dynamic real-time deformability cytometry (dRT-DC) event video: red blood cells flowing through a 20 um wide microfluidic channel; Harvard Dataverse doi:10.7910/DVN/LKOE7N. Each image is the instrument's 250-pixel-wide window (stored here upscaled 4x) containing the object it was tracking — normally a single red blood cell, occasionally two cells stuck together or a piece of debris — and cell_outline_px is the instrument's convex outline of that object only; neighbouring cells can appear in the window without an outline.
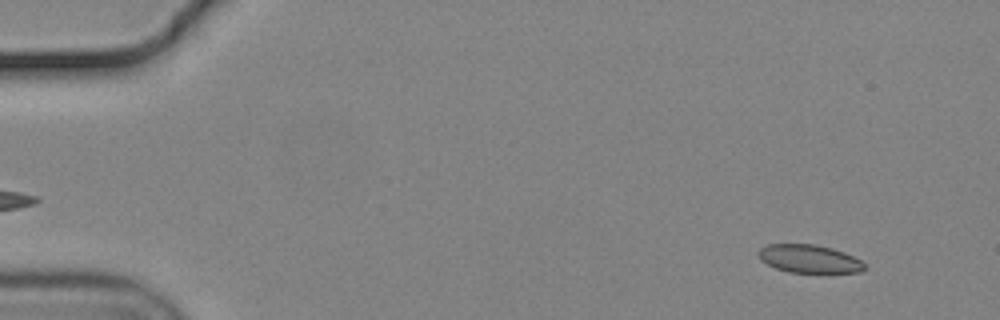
{"species": "common noctule bat (a hibernating species)", "species_latin": "Nyctalus noctula", "temperature_condition": "cold", "stored_images_in_passage": 21, "camera_frame_rate_fps": 3000, "um_per_image_px": 0.085, "animal": {"sex": "male", "body_mass_g": 19.2, "forearm_length_mm": 51.8}, "frame": {"image": 1, "passage_image": 5, "time_ms": 1.333, "image_size_px": [1000, 320], "cell_outline_px": [[868, 268], [860, 272], [788, 272], [776, 268], [760, 260], [756, 252], [760, 248], [768, 244], [816, 244], [832, 248], [844, 252], [860, 260]], "centroid_in_image_um": [68.76, 21.99], "position_along_channel_um": 16.2, "area_um2": 17.4}}
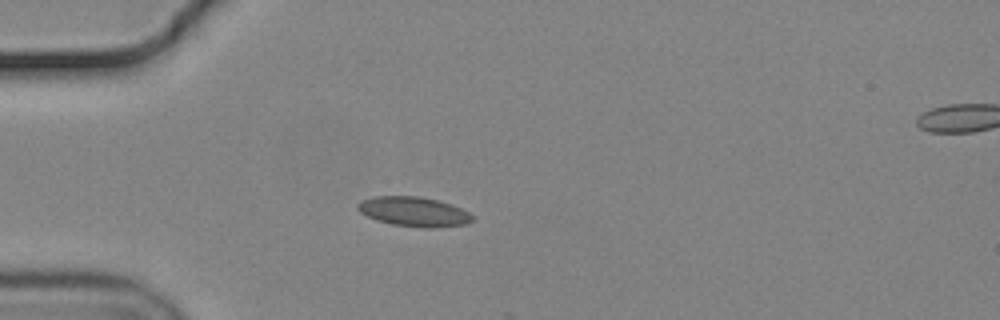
{"frame": {"image": 2, "passage_image": 16, "time_ms": 5.0, "image_size_px": [1000, 320], "cell_outline_px": [[472, 220], [468, 224], [436, 228], [424, 228], [392, 224], [376, 220], [360, 212], [356, 208], [356, 204], [360, 200], [372, 196], [416, 196], [436, 200], [452, 204], [468, 212], [472, 216]], "centroid_in_image_um": [35.14, 17.99], "position_along_channel_um": 49.9, "area_um2": 19.88}}
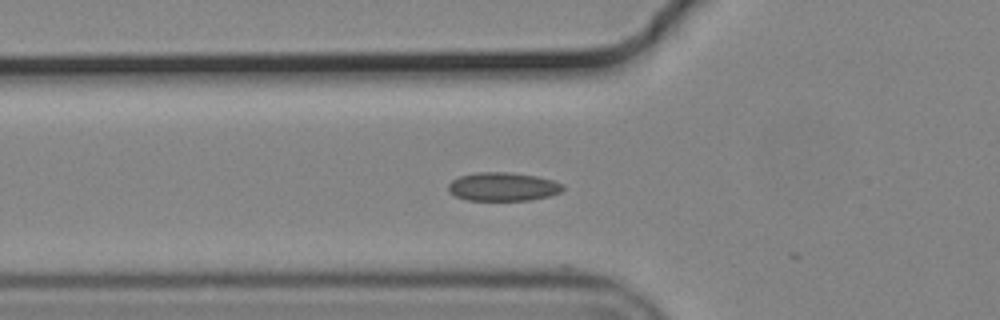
{"frame": {"image": 3, "passage_image": 20, "time_ms": 6.333, "image_size_px": [1000, 320], "cell_outline_px": [[564, 188], [560, 192], [548, 196], [532, 200], [468, 200], [456, 196], [448, 192], [448, 184], [452, 180], [460, 176], [476, 172], [512, 172], [536, 176], [552, 180], [564, 184]], "centroid_in_image_um": [42.74, 15.86], "position_along_channel_um": 83.1, "area_um2": 19.13}}